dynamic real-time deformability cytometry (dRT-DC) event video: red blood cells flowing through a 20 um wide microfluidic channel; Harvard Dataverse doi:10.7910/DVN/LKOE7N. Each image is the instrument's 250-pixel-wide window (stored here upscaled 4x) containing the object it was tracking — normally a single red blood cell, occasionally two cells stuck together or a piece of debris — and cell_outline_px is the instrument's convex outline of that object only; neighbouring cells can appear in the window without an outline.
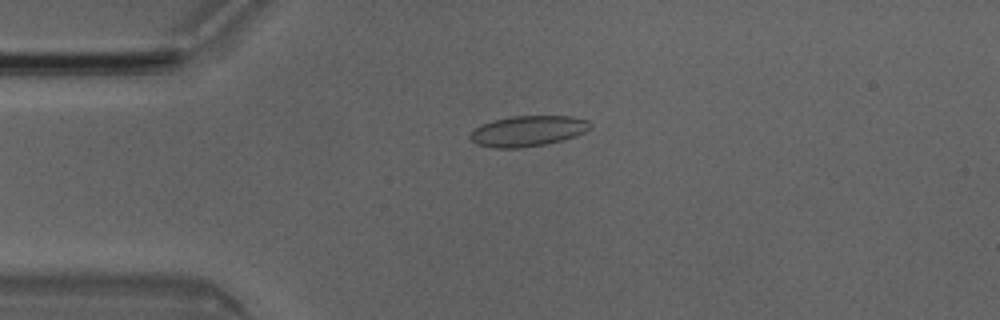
{"species": "Egyptian fruit bat (a non-hibernating species)", "species_latin": "Rousettus aegyptiacus", "temperature_condition": "room temperature", "stored_images_in_passage": 5, "camera_frame_rate_fps": 3000, "um_per_image_px": 0.085, "animal": {"sex": "male"}, "frame": {"image": 1, "passage_image": 4, "time_ms": 1.0, "image_size_px": [1000, 320], "cell_outline_px": [[592, 124], [584, 132], [560, 140], [544, 144], [520, 148], [496, 148], [476, 144], [468, 136], [476, 128], [492, 120], [508, 116], [572, 116], [588, 120]], "centroid_in_image_um": [44.84, 11.12], "position_along_channel_um": 40.2, "area_um2": 21.15}}